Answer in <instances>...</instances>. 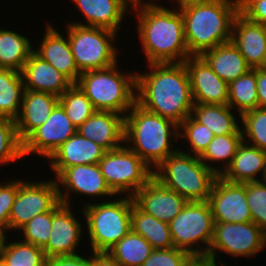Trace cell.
Segmentation results:
<instances>
[{
    "mask_svg": "<svg viewBox=\"0 0 266 266\" xmlns=\"http://www.w3.org/2000/svg\"><path fill=\"white\" fill-rule=\"evenodd\" d=\"M6 237L0 243V266H46L42 248L19 240L7 243Z\"/></svg>",
    "mask_w": 266,
    "mask_h": 266,
    "instance_id": "1f68e13d",
    "label": "cell"
},
{
    "mask_svg": "<svg viewBox=\"0 0 266 266\" xmlns=\"http://www.w3.org/2000/svg\"><path fill=\"white\" fill-rule=\"evenodd\" d=\"M189 254L176 247L153 249L142 266H182Z\"/></svg>",
    "mask_w": 266,
    "mask_h": 266,
    "instance_id": "7bdbcfd3",
    "label": "cell"
},
{
    "mask_svg": "<svg viewBox=\"0 0 266 266\" xmlns=\"http://www.w3.org/2000/svg\"><path fill=\"white\" fill-rule=\"evenodd\" d=\"M3 233L0 231V243H1V240H2V238H3Z\"/></svg>",
    "mask_w": 266,
    "mask_h": 266,
    "instance_id": "db71d44e",
    "label": "cell"
},
{
    "mask_svg": "<svg viewBox=\"0 0 266 266\" xmlns=\"http://www.w3.org/2000/svg\"><path fill=\"white\" fill-rule=\"evenodd\" d=\"M118 63L82 72L77 84L96 111H111L125 116L136 103V73H123L118 70Z\"/></svg>",
    "mask_w": 266,
    "mask_h": 266,
    "instance_id": "5b68a950",
    "label": "cell"
},
{
    "mask_svg": "<svg viewBox=\"0 0 266 266\" xmlns=\"http://www.w3.org/2000/svg\"><path fill=\"white\" fill-rule=\"evenodd\" d=\"M258 107L266 108V71L256 68Z\"/></svg>",
    "mask_w": 266,
    "mask_h": 266,
    "instance_id": "7dc6e473",
    "label": "cell"
},
{
    "mask_svg": "<svg viewBox=\"0 0 266 266\" xmlns=\"http://www.w3.org/2000/svg\"><path fill=\"white\" fill-rule=\"evenodd\" d=\"M23 159L22 142L20 141L15 120L0 118V164L13 163Z\"/></svg>",
    "mask_w": 266,
    "mask_h": 266,
    "instance_id": "f35d334b",
    "label": "cell"
},
{
    "mask_svg": "<svg viewBox=\"0 0 266 266\" xmlns=\"http://www.w3.org/2000/svg\"><path fill=\"white\" fill-rule=\"evenodd\" d=\"M91 257L85 258L81 254L55 256L46 260V266H90Z\"/></svg>",
    "mask_w": 266,
    "mask_h": 266,
    "instance_id": "f6af8a7d",
    "label": "cell"
},
{
    "mask_svg": "<svg viewBox=\"0 0 266 266\" xmlns=\"http://www.w3.org/2000/svg\"><path fill=\"white\" fill-rule=\"evenodd\" d=\"M152 250L150 243L131 229L108 254L121 266H142Z\"/></svg>",
    "mask_w": 266,
    "mask_h": 266,
    "instance_id": "836d02e7",
    "label": "cell"
},
{
    "mask_svg": "<svg viewBox=\"0 0 266 266\" xmlns=\"http://www.w3.org/2000/svg\"><path fill=\"white\" fill-rule=\"evenodd\" d=\"M72 206L61 201L52 209L50 239L43 248L46 258L75 255L83 229L72 213Z\"/></svg>",
    "mask_w": 266,
    "mask_h": 266,
    "instance_id": "2e32d148",
    "label": "cell"
},
{
    "mask_svg": "<svg viewBox=\"0 0 266 266\" xmlns=\"http://www.w3.org/2000/svg\"><path fill=\"white\" fill-rule=\"evenodd\" d=\"M194 104L228 105V83L218 77L201 56L185 61Z\"/></svg>",
    "mask_w": 266,
    "mask_h": 266,
    "instance_id": "e0dca14e",
    "label": "cell"
},
{
    "mask_svg": "<svg viewBox=\"0 0 266 266\" xmlns=\"http://www.w3.org/2000/svg\"><path fill=\"white\" fill-rule=\"evenodd\" d=\"M132 196L86 203L83 216L93 252H108L131 230Z\"/></svg>",
    "mask_w": 266,
    "mask_h": 266,
    "instance_id": "52a82bcc",
    "label": "cell"
},
{
    "mask_svg": "<svg viewBox=\"0 0 266 266\" xmlns=\"http://www.w3.org/2000/svg\"><path fill=\"white\" fill-rule=\"evenodd\" d=\"M82 12L86 23L72 22L77 25L99 27L118 33L129 7L123 0H70ZM128 9V10H127Z\"/></svg>",
    "mask_w": 266,
    "mask_h": 266,
    "instance_id": "d4e9b609",
    "label": "cell"
},
{
    "mask_svg": "<svg viewBox=\"0 0 266 266\" xmlns=\"http://www.w3.org/2000/svg\"><path fill=\"white\" fill-rule=\"evenodd\" d=\"M256 68L249 70L228 84V106L236 109L239 115L258 107ZM235 107V108H234Z\"/></svg>",
    "mask_w": 266,
    "mask_h": 266,
    "instance_id": "e575fe53",
    "label": "cell"
},
{
    "mask_svg": "<svg viewBox=\"0 0 266 266\" xmlns=\"http://www.w3.org/2000/svg\"><path fill=\"white\" fill-rule=\"evenodd\" d=\"M218 258L210 253H193L189 254L182 266H226L222 260L216 262Z\"/></svg>",
    "mask_w": 266,
    "mask_h": 266,
    "instance_id": "bcb514c9",
    "label": "cell"
},
{
    "mask_svg": "<svg viewBox=\"0 0 266 266\" xmlns=\"http://www.w3.org/2000/svg\"><path fill=\"white\" fill-rule=\"evenodd\" d=\"M77 132V128L58 104L48 119L23 142V157L30 154L49 158L53 152Z\"/></svg>",
    "mask_w": 266,
    "mask_h": 266,
    "instance_id": "5bb4252c",
    "label": "cell"
},
{
    "mask_svg": "<svg viewBox=\"0 0 266 266\" xmlns=\"http://www.w3.org/2000/svg\"><path fill=\"white\" fill-rule=\"evenodd\" d=\"M138 18L137 30L145 53L151 63H181L189 56L180 10L157 3L132 8ZM138 14V15H137Z\"/></svg>",
    "mask_w": 266,
    "mask_h": 266,
    "instance_id": "7a4b0ae2",
    "label": "cell"
},
{
    "mask_svg": "<svg viewBox=\"0 0 266 266\" xmlns=\"http://www.w3.org/2000/svg\"><path fill=\"white\" fill-rule=\"evenodd\" d=\"M58 104L59 97L54 94L24 90L20 113L15 119L20 141L23 142L35 129L44 124Z\"/></svg>",
    "mask_w": 266,
    "mask_h": 266,
    "instance_id": "44dd1931",
    "label": "cell"
},
{
    "mask_svg": "<svg viewBox=\"0 0 266 266\" xmlns=\"http://www.w3.org/2000/svg\"><path fill=\"white\" fill-rule=\"evenodd\" d=\"M90 266H121L108 252H92Z\"/></svg>",
    "mask_w": 266,
    "mask_h": 266,
    "instance_id": "c3c4849f",
    "label": "cell"
},
{
    "mask_svg": "<svg viewBox=\"0 0 266 266\" xmlns=\"http://www.w3.org/2000/svg\"><path fill=\"white\" fill-rule=\"evenodd\" d=\"M265 164L266 152L242 141L230 165L219 176L233 183L261 181Z\"/></svg>",
    "mask_w": 266,
    "mask_h": 266,
    "instance_id": "484cf974",
    "label": "cell"
},
{
    "mask_svg": "<svg viewBox=\"0 0 266 266\" xmlns=\"http://www.w3.org/2000/svg\"><path fill=\"white\" fill-rule=\"evenodd\" d=\"M178 132L179 138H185L190 145L188 146L190 152H187V148L186 153L197 157L203 154L211 140L215 137V134L209 128L197 122L191 115L179 125Z\"/></svg>",
    "mask_w": 266,
    "mask_h": 266,
    "instance_id": "74e56055",
    "label": "cell"
},
{
    "mask_svg": "<svg viewBox=\"0 0 266 266\" xmlns=\"http://www.w3.org/2000/svg\"><path fill=\"white\" fill-rule=\"evenodd\" d=\"M125 116L111 111H95L77 133L111 151L123 145Z\"/></svg>",
    "mask_w": 266,
    "mask_h": 266,
    "instance_id": "d6986e66",
    "label": "cell"
},
{
    "mask_svg": "<svg viewBox=\"0 0 266 266\" xmlns=\"http://www.w3.org/2000/svg\"><path fill=\"white\" fill-rule=\"evenodd\" d=\"M231 42L252 69L259 68L266 53V25L253 23L239 13L233 22Z\"/></svg>",
    "mask_w": 266,
    "mask_h": 266,
    "instance_id": "cb8c5ba5",
    "label": "cell"
},
{
    "mask_svg": "<svg viewBox=\"0 0 266 266\" xmlns=\"http://www.w3.org/2000/svg\"><path fill=\"white\" fill-rule=\"evenodd\" d=\"M208 203L215 223L252 222L246 183H233L217 176Z\"/></svg>",
    "mask_w": 266,
    "mask_h": 266,
    "instance_id": "4fadbf2b",
    "label": "cell"
},
{
    "mask_svg": "<svg viewBox=\"0 0 266 266\" xmlns=\"http://www.w3.org/2000/svg\"><path fill=\"white\" fill-rule=\"evenodd\" d=\"M47 24L40 46L33 51L54 66L72 84H76L81 73L71 52L68 36L63 37L58 30H55L56 28Z\"/></svg>",
    "mask_w": 266,
    "mask_h": 266,
    "instance_id": "603a6c76",
    "label": "cell"
},
{
    "mask_svg": "<svg viewBox=\"0 0 266 266\" xmlns=\"http://www.w3.org/2000/svg\"><path fill=\"white\" fill-rule=\"evenodd\" d=\"M246 196L252 222L266 233V184L262 181L247 182Z\"/></svg>",
    "mask_w": 266,
    "mask_h": 266,
    "instance_id": "60d3db41",
    "label": "cell"
},
{
    "mask_svg": "<svg viewBox=\"0 0 266 266\" xmlns=\"http://www.w3.org/2000/svg\"><path fill=\"white\" fill-rule=\"evenodd\" d=\"M259 68L262 69L263 71H266V53H265V56H264L263 62H262V64L260 65Z\"/></svg>",
    "mask_w": 266,
    "mask_h": 266,
    "instance_id": "816d5d0a",
    "label": "cell"
},
{
    "mask_svg": "<svg viewBox=\"0 0 266 266\" xmlns=\"http://www.w3.org/2000/svg\"><path fill=\"white\" fill-rule=\"evenodd\" d=\"M178 130L179 126L172 121L135 103L125 115L124 143L154 170L177 151L172 143L178 141Z\"/></svg>",
    "mask_w": 266,
    "mask_h": 266,
    "instance_id": "277c9868",
    "label": "cell"
},
{
    "mask_svg": "<svg viewBox=\"0 0 266 266\" xmlns=\"http://www.w3.org/2000/svg\"><path fill=\"white\" fill-rule=\"evenodd\" d=\"M131 229L141 235L153 249H168L174 247L169 224L142 211L132 197Z\"/></svg>",
    "mask_w": 266,
    "mask_h": 266,
    "instance_id": "f1b7e54d",
    "label": "cell"
},
{
    "mask_svg": "<svg viewBox=\"0 0 266 266\" xmlns=\"http://www.w3.org/2000/svg\"><path fill=\"white\" fill-rule=\"evenodd\" d=\"M184 36L191 56L231 41L233 22L239 14V0H211L179 9Z\"/></svg>",
    "mask_w": 266,
    "mask_h": 266,
    "instance_id": "3957f363",
    "label": "cell"
},
{
    "mask_svg": "<svg viewBox=\"0 0 266 266\" xmlns=\"http://www.w3.org/2000/svg\"><path fill=\"white\" fill-rule=\"evenodd\" d=\"M66 27L71 52L80 73L104 69L118 62L119 50L113 45L119 37L116 32L71 22Z\"/></svg>",
    "mask_w": 266,
    "mask_h": 266,
    "instance_id": "ba28073f",
    "label": "cell"
},
{
    "mask_svg": "<svg viewBox=\"0 0 266 266\" xmlns=\"http://www.w3.org/2000/svg\"><path fill=\"white\" fill-rule=\"evenodd\" d=\"M174 1V0H171ZM211 0H176L174 2L178 3L177 9L183 8L185 6L191 5V4H196V3H200V2H208Z\"/></svg>",
    "mask_w": 266,
    "mask_h": 266,
    "instance_id": "681fc988",
    "label": "cell"
},
{
    "mask_svg": "<svg viewBox=\"0 0 266 266\" xmlns=\"http://www.w3.org/2000/svg\"><path fill=\"white\" fill-rule=\"evenodd\" d=\"M106 150L77 132L48 158L57 177L65 168L81 164H98Z\"/></svg>",
    "mask_w": 266,
    "mask_h": 266,
    "instance_id": "ffe728a7",
    "label": "cell"
},
{
    "mask_svg": "<svg viewBox=\"0 0 266 266\" xmlns=\"http://www.w3.org/2000/svg\"><path fill=\"white\" fill-rule=\"evenodd\" d=\"M56 180L19 181V188L9 216V230H20L36 215L51 211L58 203Z\"/></svg>",
    "mask_w": 266,
    "mask_h": 266,
    "instance_id": "7c38bea8",
    "label": "cell"
},
{
    "mask_svg": "<svg viewBox=\"0 0 266 266\" xmlns=\"http://www.w3.org/2000/svg\"><path fill=\"white\" fill-rule=\"evenodd\" d=\"M239 118L243 123L241 126L243 141L266 152V108L257 107L245 112Z\"/></svg>",
    "mask_w": 266,
    "mask_h": 266,
    "instance_id": "8d00e7d4",
    "label": "cell"
},
{
    "mask_svg": "<svg viewBox=\"0 0 266 266\" xmlns=\"http://www.w3.org/2000/svg\"><path fill=\"white\" fill-rule=\"evenodd\" d=\"M51 224L52 210L36 215L20 229V232L22 231V234H24V239L21 241L43 249L50 239Z\"/></svg>",
    "mask_w": 266,
    "mask_h": 266,
    "instance_id": "ab89813d",
    "label": "cell"
},
{
    "mask_svg": "<svg viewBox=\"0 0 266 266\" xmlns=\"http://www.w3.org/2000/svg\"><path fill=\"white\" fill-rule=\"evenodd\" d=\"M214 223L208 201H188L183 210L169 223L174 247L190 254L208 253Z\"/></svg>",
    "mask_w": 266,
    "mask_h": 266,
    "instance_id": "30bf717a",
    "label": "cell"
},
{
    "mask_svg": "<svg viewBox=\"0 0 266 266\" xmlns=\"http://www.w3.org/2000/svg\"><path fill=\"white\" fill-rule=\"evenodd\" d=\"M217 174L197 156L177 150L153 170V177L187 201H208Z\"/></svg>",
    "mask_w": 266,
    "mask_h": 266,
    "instance_id": "8992f818",
    "label": "cell"
},
{
    "mask_svg": "<svg viewBox=\"0 0 266 266\" xmlns=\"http://www.w3.org/2000/svg\"><path fill=\"white\" fill-rule=\"evenodd\" d=\"M200 56L228 84L252 69L231 41L207 50Z\"/></svg>",
    "mask_w": 266,
    "mask_h": 266,
    "instance_id": "4316f807",
    "label": "cell"
},
{
    "mask_svg": "<svg viewBox=\"0 0 266 266\" xmlns=\"http://www.w3.org/2000/svg\"><path fill=\"white\" fill-rule=\"evenodd\" d=\"M98 166L107 185L119 196H133L153 177V169L125 143L106 151Z\"/></svg>",
    "mask_w": 266,
    "mask_h": 266,
    "instance_id": "9c48e42d",
    "label": "cell"
},
{
    "mask_svg": "<svg viewBox=\"0 0 266 266\" xmlns=\"http://www.w3.org/2000/svg\"><path fill=\"white\" fill-rule=\"evenodd\" d=\"M29 38L12 30L0 29V67L21 72L35 47Z\"/></svg>",
    "mask_w": 266,
    "mask_h": 266,
    "instance_id": "f546056e",
    "label": "cell"
},
{
    "mask_svg": "<svg viewBox=\"0 0 266 266\" xmlns=\"http://www.w3.org/2000/svg\"><path fill=\"white\" fill-rule=\"evenodd\" d=\"M21 76L24 90L47 92L60 97L72 83L34 51L25 62Z\"/></svg>",
    "mask_w": 266,
    "mask_h": 266,
    "instance_id": "7402d4cb",
    "label": "cell"
},
{
    "mask_svg": "<svg viewBox=\"0 0 266 266\" xmlns=\"http://www.w3.org/2000/svg\"><path fill=\"white\" fill-rule=\"evenodd\" d=\"M266 248V233L253 222L214 223L208 253L220 252L235 257H254ZM217 251V252H216Z\"/></svg>",
    "mask_w": 266,
    "mask_h": 266,
    "instance_id": "8fae6325",
    "label": "cell"
},
{
    "mask_svg": "<svg viewBox=\"0 0 266 266\" xmlns=\"http://www.w3.org/2000/svg\"><path fill=\"white\" fill-rule=\"evenodd\" d=\"M149 72L136 74V103L180 125L194 107L186 65L151 63Z\"/></svg>",
    "mask_w": 266,
    "mask_h": 266,
    "instance_id": "6da1fadb",
    "label": "cell"
},
{
    "mask_svg": "<svg viewBox=\"0 0 266 266\" xmlns=\"http://www.w3.org/2000/svg\"><path fill=\"white\" fill-rule=\"evenodd\" d=\"M134 203L145 213L169 224L188 201L152 177L133 196Z\"/></svg>",
    "mask_w": 266,
    "mask_h": 266,
    "instance_id": "ac0fdd59",
    "label": "cell"
},
{
    "mask_svg": "<svg viewBox=\"0 0 266 266\" xmlns=\"http://www.w3.org/2000/svg\"><path fill=\"white\" fill-rule=\"evenodd\" d=\"M242 141V134L216 135L199 158L219 176L230 165ZM215 162L224 166L219 165L216 167ZM220 166L222 167L221 169L219 168Z\"/></svg>",
    "mask_w": 266,
    "mask_h": 266,
    "instance_id": "d6a6232c",
    "label": "cell"
},
{
    "mask_svg": "<svg viewBox=\"0 0 266 266\" xmlns=\"http://www.w3.org/2000/svg\"><path fill=\"white\" fill-rule=\"evenodd\" d=\"M59 105L64 109L67 117L78 128L96 110L90 99L79 85L72 84L60 97Z\"/></svg>",
    "mask_w": 266,
    "mask_h": 266,
    "instance_id": "d590c367",
    "label": "cell"
},
{
    "mask_svg": "<svg viewBox=\"0 0 266 266\" xmlns=\"http://www.w3.org/2000/svg\"><path fill=\"white\" fill-rule=\"evenodd\" d=\"M23 92L21 72L0 67V118L15 120L18 117Z\"/></svg>",
    "mask_w": 266,
    "mask_h": 266,
    "instance_id": "4dcf8cb0",
    "label": "cell"
},
{
    "mask_svg": "<svg viewBox=\"0 0 266 266\" xmlns=\"http://www.w3.org/2000/svg\"><path fill=\"white\" fill-rule=\"evenodd\" d=\"M54 179L58 186L59 200L63 204L70 205V192L87 195L90 198L116 196L107 185L98 164H81L65 168ZM61 187L64 191L61 190Z\"/></svg>",
    "mask_w": 266,
    "mask_h": 266,
    "instance_id": "9a60e30c",
    "label": "cell"
},
{
    "mask_svg": "<svg viewBox=\"0 0 266 266\" xmlns=\"http://www.w3.org/2000/svg\"><path fill=\"white\" fill-rule=\"evenodd\" d=\"M1 184V183H0ZM19 188V180H11L0 185V231H9V216Z\"/></svg>",
    "mask_w": 266,
    "mask_h": 266,
    "instance_id": "b9f144b4",
    "label": "cell"
},
{
    "mask_svg": "<svg viewBox=\"0 0 266 266\" xmlns=\"http://www.w3.org/2000/svg\"><path fill=\"white\" fill-rule=\"evenodd\" d=\"M239 13L253 23L266 25V0H239Z\"/></svg>",
    "mask_w": 266,
    "mask_h": 266,
    "instance_id": "ee69618b",
    "label": "cell"
},
{
    "mask_svg": "<svg viewBox=\"0 0 266 266\" xmlns=\"http://www.w3.org/2000/svg\"><path fill=\"white\" fill-rule=\"evenodd\" d=\"M127 5H131V10H132V7L135 8V7H138V6H141V5H145V4H151L153 2H150V1H147L146 2L144 0H123ZM155 2V0H153Z\"/></svg>",
    "mask_w": 266,
    "mask_h": 266,
    "instance_id": "f907efd6",
    "label": "cell"
},
{
    "mask_svg": "<svg viewBox=\"0 0 266 266\" xmlns=\"http://www.w3.org/2000/svg\"><path fill=\"white\" fill-rule=\"evenodd\" d=\"M261 181L266 184V164H265V171H264V174H263V177L261 179Z\"/></svg>",
    "mask_w": 266,
    "mask_h": 266,
    "instance_id": "f5cc1de1",
    "label": "cell"
},
{
    "mask_svg": "<svg viewBox=\"0 0 266 266\" xmlns=\"http://www.w3.org/2000/svg\"><path fill=\"white\" fill-rule=\"evenodd\" d=\"M232 110L228 105L194 104L190 115L209 128L215 136L242 134L241 123H237V117Z\"/></svg>",
    "mask_w": 266,
    "mask_h": 266,
    "instance_id": "83f0119b",
    "label": "cell"
}]
</instances>
